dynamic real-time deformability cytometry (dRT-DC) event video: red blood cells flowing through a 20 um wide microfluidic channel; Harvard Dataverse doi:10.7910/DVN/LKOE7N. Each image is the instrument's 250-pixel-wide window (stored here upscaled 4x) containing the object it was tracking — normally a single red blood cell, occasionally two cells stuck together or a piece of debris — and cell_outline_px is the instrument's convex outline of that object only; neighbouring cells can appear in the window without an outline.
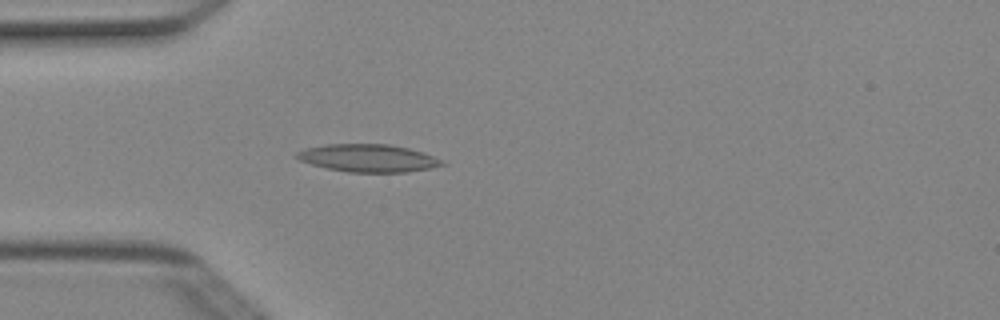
{"species": "Egyptian fruit bat (a non-hibernating species)", "species_latin": "Rousettus aegyptiacus", "temperature_condition": "cold", "stored_images_in_passage": 4, "camera_frame_rate_fps": 3000, "um_per_image_px": 0.085, "animal": {"sex": "female"}, "frame": {"image": 1, "passage_image": 4, "time_ms": 1.0, "image_size_px": [1000, 320], "cell_outline_px": [[448, 164], [428, 168], [404, 172], [348, 172], [328, 168], [312, 164], [300, 160], [296, 156], [296, 152], [308, 148], [328, 144], [388, 144], [408, 148], [424, 152], [444, 160]], "centroid_in_image_um": [31.35, 13.43], "position_along_channel_um": 53.7, "area_um2": 23.24}}